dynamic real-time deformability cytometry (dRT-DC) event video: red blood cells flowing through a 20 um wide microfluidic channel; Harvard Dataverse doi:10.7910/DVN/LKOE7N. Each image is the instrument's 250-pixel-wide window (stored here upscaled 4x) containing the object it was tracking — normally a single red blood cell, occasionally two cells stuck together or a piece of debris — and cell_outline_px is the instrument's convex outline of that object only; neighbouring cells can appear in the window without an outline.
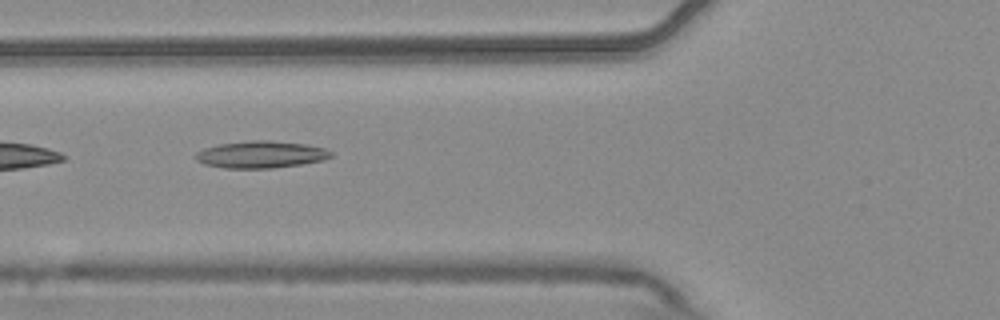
{"species": "common noctule bat (a hibernating species)", "species_latin": "Nyctalus noctula", "temperature_condition": "warm", "stored_images_in_passage": 6, "camera_frame_rate_fps": 3000, "um_per_image_px": 0.085, "animal": {"sex": "male", "body_mass_g": 20.4}, "frame": {"image": 1, "passage_image": 5, "time_ms": 1.333, "image_size_px": [1000, 320], "cell_outline_px": [[332, 156], [324, 160], [300, 164], [272, 168], [224, 168], [204, 164], [196, 160], [192, 156], [196, 152], [204, 148], [220, 144], [252, 140], [268, 140], [308, 144], [324, 148], [332, 152]], "centroid_in_image_um": [22.15, 13.13], "position_along_channel_um": 103.6, "area_um2": 21.39}}
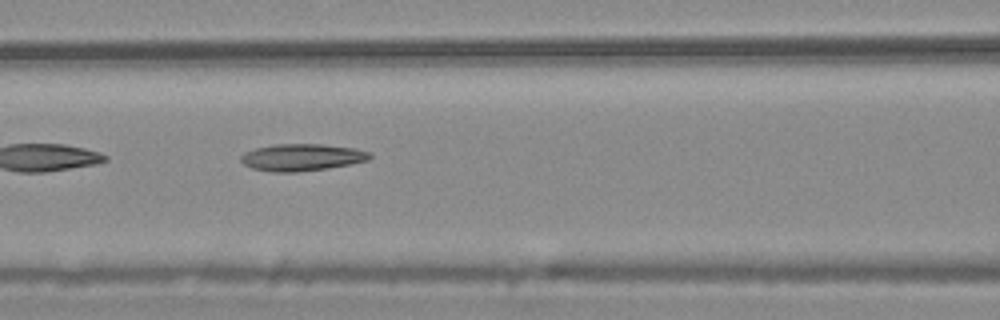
{"frame": {"image": 2, "passage_image": 6, "time_ms": 1.667, "image_size_px": [1000, 320], "cell_outline_px": [[372, 156], [368, 160], [328, 168], [296, 172], [272, 172], [252, 168], [244, 164], [240, 160], [240, 156], [244, 152], [256, 148], [272, 144], [320, 144], [356, 148], [368, 152]], "centroid_in_image_um": [25.62, 13.37], "position_along_channel_um": 141.0, "area_um2": 20.23}}